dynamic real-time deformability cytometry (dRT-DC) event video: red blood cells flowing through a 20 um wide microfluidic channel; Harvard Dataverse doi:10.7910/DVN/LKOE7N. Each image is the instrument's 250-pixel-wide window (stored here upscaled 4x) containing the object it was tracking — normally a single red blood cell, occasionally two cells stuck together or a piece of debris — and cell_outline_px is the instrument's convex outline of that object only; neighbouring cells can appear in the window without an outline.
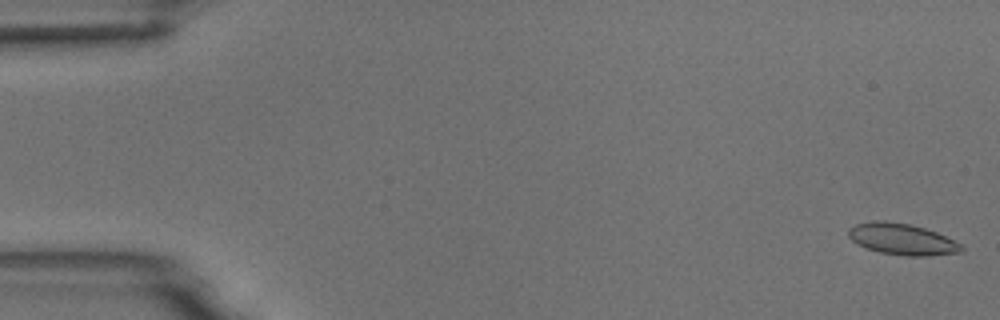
{"species": "common noctule bat (a hibernating species)", "species_latin": "Nyctalus noctula", "temperature_condition": "room temperature", "stored_images_in_passage": 55, "camera_frame_rate_fps": 3000, "um_per_image_px": 0.085, "animal": {"sex": "male", "body_mass_g": 18.8}, "frame": {"image": 1, "passage_image": 1, "time_ms": 0.0, "image_size_px": [1000, 320], "cell_outline_px": [[964, 252], [928, 256], [904, 256], [880, 252], [868, 248], [852, 240], [848, 236], [848, 228], [856, 224], [872, 220], [884, 220], [908, 224], [924, 228], [936, 232], [960, 244], [964, 248]], "centroid_in_image_um": [76.67, 20.33], "position_along_channel_um": 8.3, "area_um2": 20.52}}
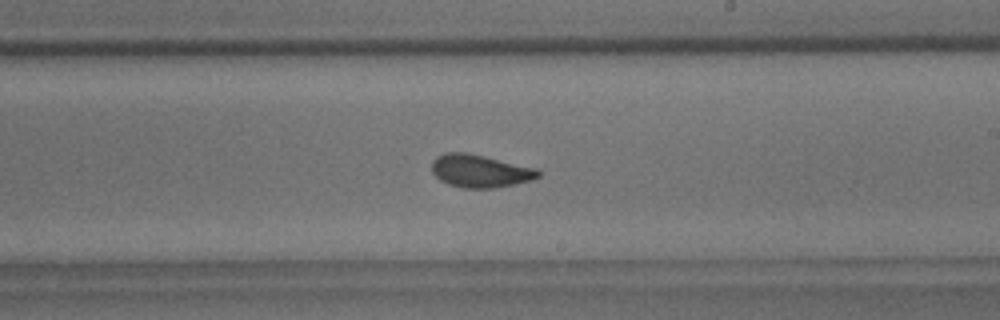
{"frame": {"image": 2, "passage_image": 32, "time_ms": 10.333, "image_size_px": [1000, 320], "cell_outline_px": [[540, 176], [532, 180], [516, 184], [496, 188], [464, 188], [448, 184], [440, 180], [432, 172], [432, 160], [436, 156], [444, 152], [464, 152], [484, 156], [536, 168], [540, 172]], "centroid_in_image_um": [40.79, 14.54], "position_along_channel_um": 248.2, "area_um2": 20.4}}
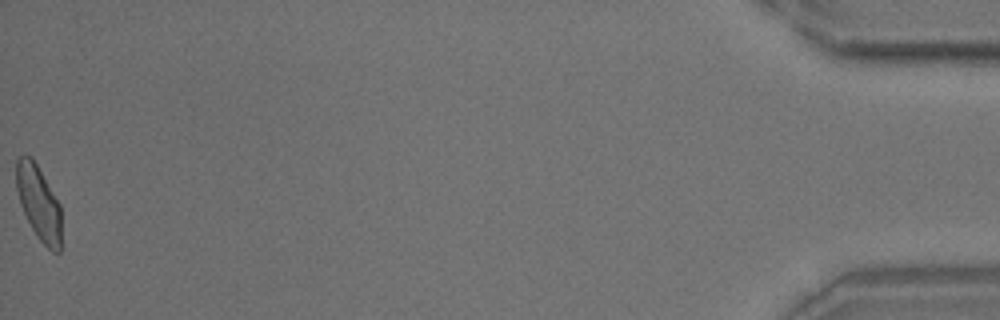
{"frame": {"image": 3, "passage_image": 55, "time_ms": 18.0, "image_size_px": [1000, 320], "cell_outline_px": [[60, 252], [52, 252], [36, 236], [20, 204], [16, 188], [16, 160], [20, 156], [32, 156], [60, 204]], "centroid_in_image_um": [3.28, 17.22], "position_along_channel_um": 431.9, "area_um2": 19.36}, "authors_computed_cell_mechanics": {"area_um2": 20.2878, "velocity_mm_per_s": 3.6838, "shape_relaxation_time_tau1_ms": 5.0987, "shape_relaxation_time_tau2_ms": 1.3636, "deformation_change_tau1": 0.1221, "deformation_change_tau2": 0.0669}}